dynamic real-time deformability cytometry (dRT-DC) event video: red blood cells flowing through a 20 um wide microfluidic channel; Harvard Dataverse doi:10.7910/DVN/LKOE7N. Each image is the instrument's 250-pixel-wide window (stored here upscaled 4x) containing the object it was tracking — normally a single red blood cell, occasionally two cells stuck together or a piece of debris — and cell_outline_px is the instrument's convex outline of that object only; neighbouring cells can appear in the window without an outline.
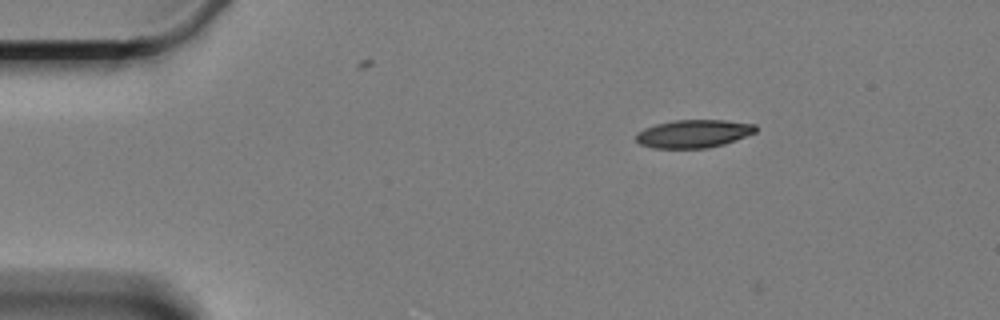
{"species": "Egyptian fruit bat (a non-hibernating species)", "species_latin": "Rousettus aegyptiacus", "temperature_condition": "cold", "stored_images_in_passage": 4, "camera_frame_rate_fps": 3000, "um_per_image_px": 0.085, "animal": {"sex": "female"}, "frame": {"image": 1, "passage_image": 2, "time_ms": 0.333, "image_size_px": [1000, 320], "cell_outline_px": [[756, 132], [724, 144], [708, 148], [652, 148], [640, 144], [636, 140], [636, 132], [644, 128], [656, 124], [676, 120], [724, 120], [756, 124]], "centroid_in_image_um": [58.94, 11.36], "position_along_channel_um": 26.1, "area_um2": 19.54}}